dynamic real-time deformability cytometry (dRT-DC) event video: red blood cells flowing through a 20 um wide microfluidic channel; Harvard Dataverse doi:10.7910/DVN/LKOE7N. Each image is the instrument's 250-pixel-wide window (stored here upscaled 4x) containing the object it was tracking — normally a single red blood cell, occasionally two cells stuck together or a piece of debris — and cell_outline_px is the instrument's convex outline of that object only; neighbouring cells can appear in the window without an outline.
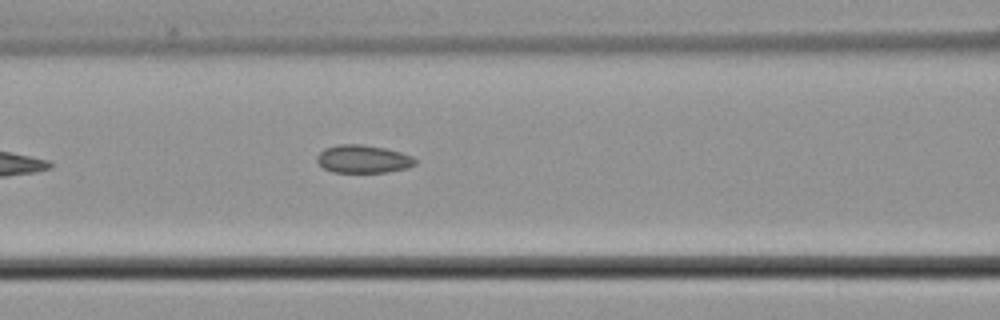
{"species": "common noctule bat (a hibernating species)", "species_latin": "Nyctalus noctula", "temperature_condition": "cold", "stored_images_in_passage": 6, "camera_frame_rate_fps": 3000, "um_per_image_px": 0.085, "animal": {"sex": "male", "body_mass_g": 21.5, "forearm_length_mm": 52.0}, "frame": {"image": 1, "passage_image": 6, "time_ms": 6.333, "image_size_px": [1000, 320], "cell_outline_px": [[416, 164], [408, 168], [388, 172], [332, 172], [324, 168], [316, 160], [316, 156], [324, 148], [336, 144], [364, 144], [384, 148], [400, 152], [412, 156], [416, 160]], "centroid_in_image_um": [30.85, 13.51], "position_along_channel_um": 135.7, "area_um2": 16.13}}